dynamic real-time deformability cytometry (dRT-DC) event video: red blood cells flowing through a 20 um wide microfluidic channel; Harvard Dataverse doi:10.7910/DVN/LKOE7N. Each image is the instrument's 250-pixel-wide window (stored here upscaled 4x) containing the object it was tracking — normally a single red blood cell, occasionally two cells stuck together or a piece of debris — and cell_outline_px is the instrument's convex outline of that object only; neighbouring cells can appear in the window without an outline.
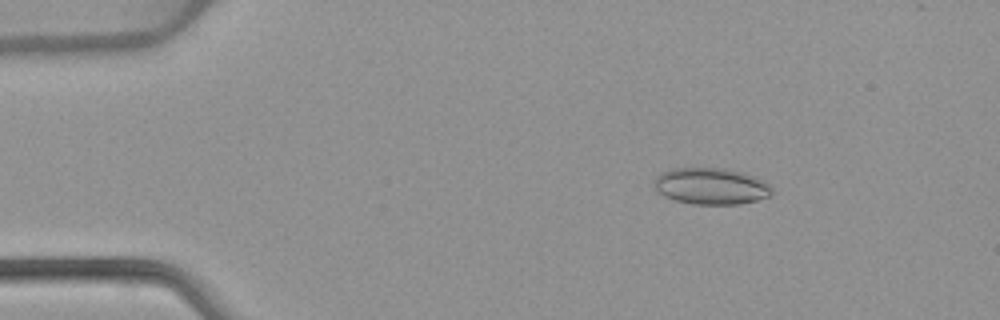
{"species": "common noctule bat (a hibernating species)", "species_latin": "Nyctalus noctula", "temperature_condition": "warm", "stored_images_in_passage": 52, "camera_frame_rate_fps": 3000, "um_per_image_px": 0.085, "animal": {"sex": "female", "body_mass_g": 22.7, "forearm_length_mm": 54.2}, "frame": {"image": 1, "passage_image": 8, "time_ms": 2.333, "image_size_px": [1000, 320], "cell_outline_px": [[772, 196], [740, 204], [692, 204], [676, 200], [664, 196], [656, 192], [652, 184], [656, 176], [660, 172], [672, 168], [724, 168], [744, 172], [756, 176], [764, 180], [772, 188]], "centroid_in_image_um": [60.42, 15.81], "position_along_channel_um": 24.6, "area_um2": 25.49}}
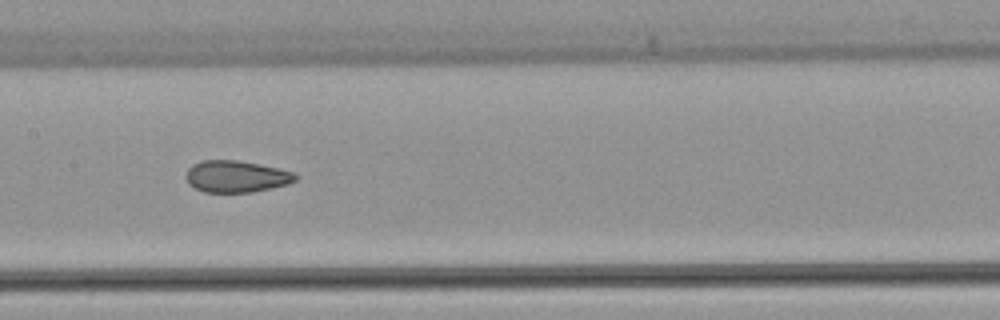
{"frame": {"image": 2, "passage_image": 26, "time_ms": 8.333, "image_size_px": [1000, 320], "cell_outline_px": [[296, 180], [288, 184], [272, 188], [252, 192], [204, 192], [188, 184], [184, 176], [188, 168], [192, 164], [200, 160], [236, 160], [260, 164], [292, 172], [296, 176]], "centroid_in_image_um": [20.02, 15.0], "position_along_channel_um": 187.4, "area_um2": 20.29}}
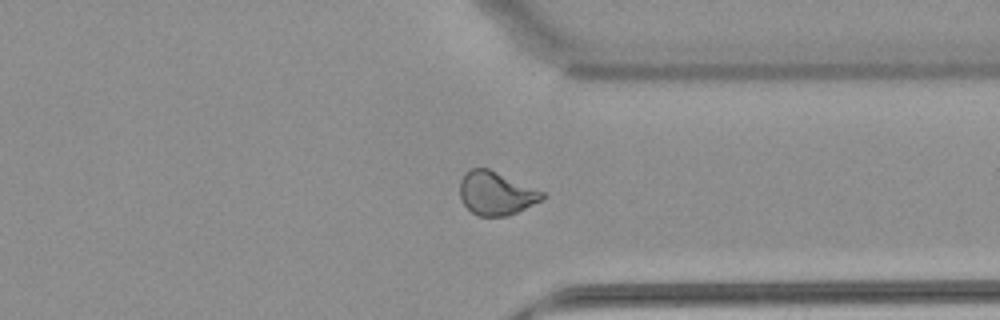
{"frame": {"image": 3, "passage_image": 40, "time_ms": 13.0, "image_size_px": [1000, 320], "cell_outline_px": [[544, 200], [508, 216], [476, 216], [464, 204], [460, 196], [460, 180], [464, 172], [472, 168], [488, 168], [544, 192]], "centroid_in_image_um": [42.16, 16.44], "position_along_channel_um": 369.2, "area_um2": 20.87}, "authors_computed_cell_mechanics": {"area_um2": 21.9929, "velocity_mm_per_s": 3.9204, "shape_relaxation_time_tau1_ms": null, "shape_relaxation_time_tau2_ms": 1.6098, "deformation_change_tau1": null, "deformation_change_tau2": 0.0592}}